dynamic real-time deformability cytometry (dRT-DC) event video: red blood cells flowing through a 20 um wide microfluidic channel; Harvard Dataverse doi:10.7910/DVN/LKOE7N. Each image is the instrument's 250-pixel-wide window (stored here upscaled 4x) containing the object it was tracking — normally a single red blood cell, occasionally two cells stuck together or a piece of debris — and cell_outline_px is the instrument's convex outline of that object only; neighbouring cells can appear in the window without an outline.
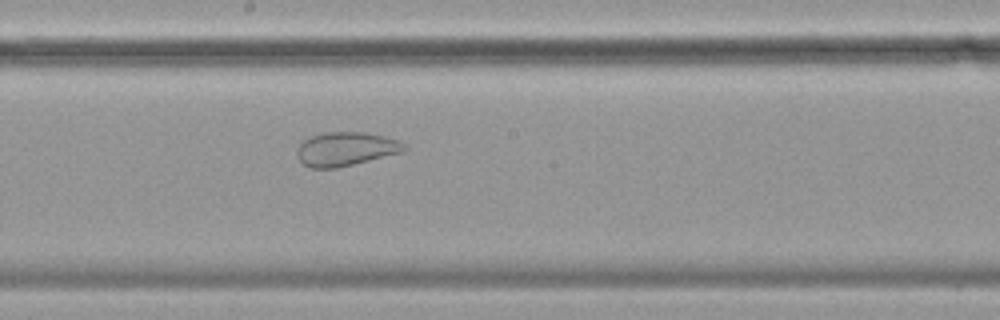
{"species": "common noctule bat (a hibernating species)", "species_latin": "Nyctalus noctula", "temperature_condition": "cold", "stored_images_in_passage": 57, "camera_frame_rate_fps": 3000, "um_per_image_px": 0.085, "animal": {"sex": "female", "body_mass_g": 19.9}, "frame": {"image": 1, "passage_image": 31, "time_ms": 10.0, "image_size_px": [1000, 320], "cell_outline_px": [[408, 148], [404, 152], [336, 168], [308, 168], [296, 156], [296, 152], [300, 144], [304, 140], [312, 136], [324, 132], [364, 132], [384, 136], [396, 140], [404, 144]], "centroid_in_image_um": [29.39, 12.67], "position_along_channel_um": 218.8, "area_um2": 21.1}}
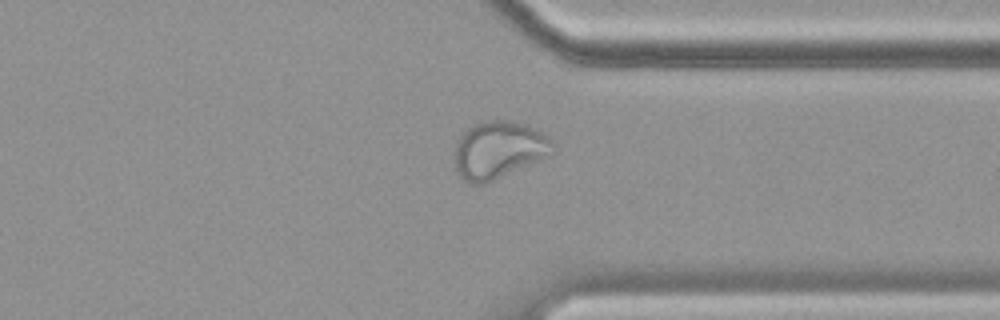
{"frame": {"image": 2, "passage_image": 44, "time_ms": 14.333, "image_size_px": [1000, 320], "cell_outline_px": [[552, 156], [484, 184], [472, 184], [464, 180], [456, 172], [456, 140], [468, 128], [476, 124], [492, 120], [508, 120], [528, 124], [548, 136], [552, 140]], "centroid_in_image_um": [42.42, 12.75], "position_along_channel_um": 369.0, "area_um2": 32.89}}
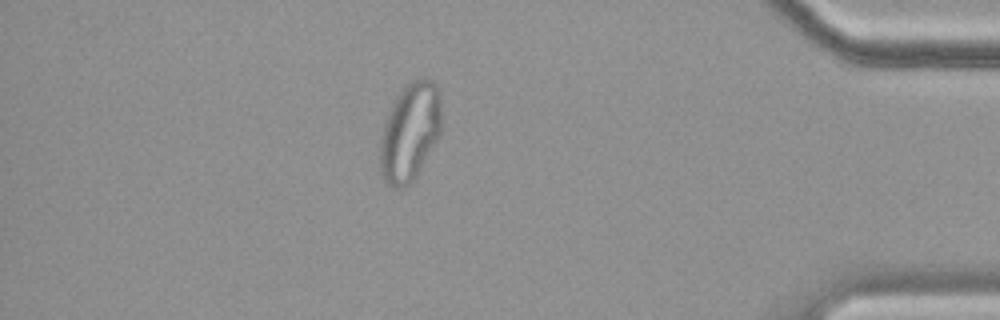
{"frame": {"image": 3, "passage_image": 50, "time_ms": 16.333, "image_size_px": [1000, 320], "cell_outline_px": [[440, 132], [436, 140], [412, 184], [400, 188], [392, 188], [384, 180], [380, 172], [380, 140], [384, 124], [388, 112], [396, 96], [412, 80], [420, 76], [424, 76], [432, 80], [436, 84], [440, 92]], "centroid_in_image_um": [34.83, 11.21], "position_along_channel_um": 400.4, "area_um2": 35.2}}